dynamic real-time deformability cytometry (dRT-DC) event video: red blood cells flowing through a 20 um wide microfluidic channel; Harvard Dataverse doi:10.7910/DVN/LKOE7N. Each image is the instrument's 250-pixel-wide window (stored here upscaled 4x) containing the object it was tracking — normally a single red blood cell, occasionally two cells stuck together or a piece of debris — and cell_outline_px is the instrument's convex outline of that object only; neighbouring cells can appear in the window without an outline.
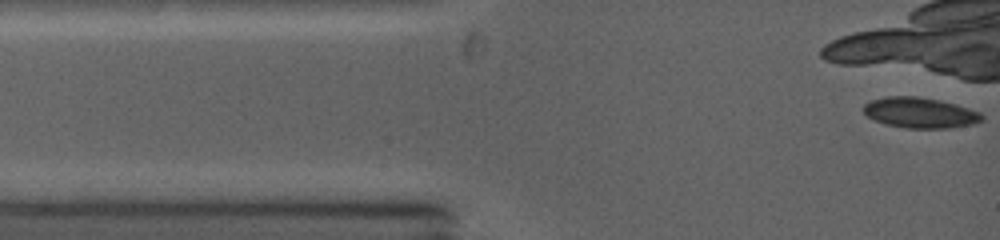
{"species": "common noctule bat (a hibernating species)", "species_latin": "Nyctalus noctula", "temperature_condition": "warm", "stored_images_in_passage": 3, "camera_frame_rate_fps": 5000, "um_per_image_px": 0.085, "animal": {"sex": "female", "body_mass_g": 19.0, "forearm_length_mm": 53.3}, "frame": {"image": 1, "passage_image": 1, "time_ms": 0.0, "image_size_px": [1000, 240], "cell_outline_px": [[984, 120], [972, 124], [952, 128], [908, 128], [884, 124], [868, 116], [864, 112], [864, 104], [872, 100], [888, 96], [916, 96], [956, 104], [980, 112], [984, 116]], "centroid_in_image_um": [78.23, 9.59], "position_along_channel_um": 6.8, "area_um2": 20.92}}